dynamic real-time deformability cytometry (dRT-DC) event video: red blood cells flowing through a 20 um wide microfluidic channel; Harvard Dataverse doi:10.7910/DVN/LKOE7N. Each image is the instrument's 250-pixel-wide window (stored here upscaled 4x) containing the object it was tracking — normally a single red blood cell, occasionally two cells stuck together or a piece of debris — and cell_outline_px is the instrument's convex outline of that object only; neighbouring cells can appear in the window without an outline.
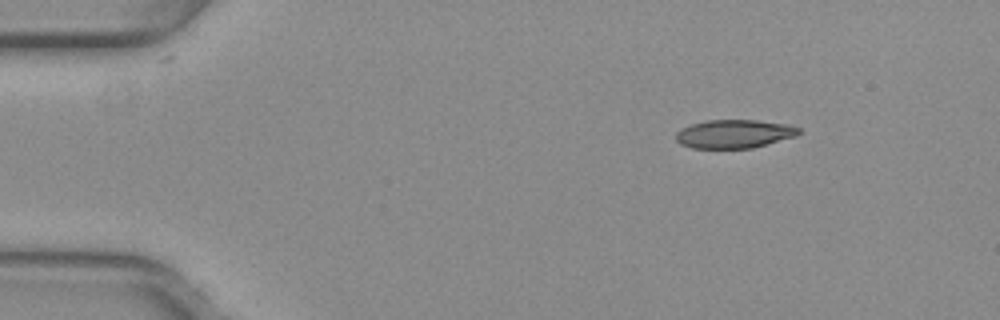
{"species": "common noctule bat (a hibernating species)", "species_latin": "Nyctalus noctula", "temperature_condition": "warm", "stored_images_in_passage": 10, "camera_frame_rate_fps": 3000, "um_per_image_px": 0.085, "animal": {"sex": "female", "body_mass_g": 29.2, "forearm_length_mm": 56.3}, "frame": {"image": 1, "passage_image": 1, "time_ms": 0.0, "image_size_px": [1000, 320], "cell_outline_px": [[800, 132], [796, 136], [752, 148], [692, 148], [680, 144], [676, 140], [676, 132], [692, 124], [708, 120], [756, 120], [788, 124], [800, 128]], "centroid_in_image_um": [62.42, 11.38], "position_along_channel_um": 22.6, "area_um2": 20.29}}